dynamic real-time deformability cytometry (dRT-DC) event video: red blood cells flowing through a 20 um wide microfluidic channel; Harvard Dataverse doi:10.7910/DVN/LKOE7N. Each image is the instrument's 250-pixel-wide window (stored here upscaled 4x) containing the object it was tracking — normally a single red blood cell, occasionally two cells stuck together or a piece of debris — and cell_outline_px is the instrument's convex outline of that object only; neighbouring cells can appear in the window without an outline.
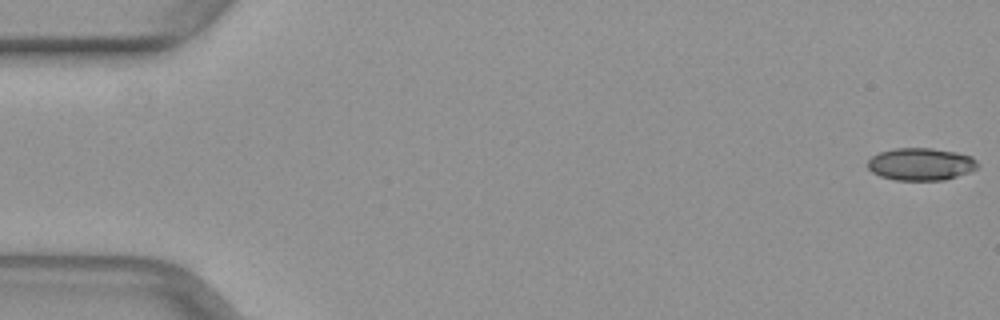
{"species": "common noctule bat (a hibernating species)", "species_latin": "Nyctalus noctula", "temperature_condition": "warm", "stored_images_in_passage": 12, "camera_frame_rate_fps": 3000, "um_per_image_px": 0.085, "animal": {"sex": "female", "body_mass_g": 29.2, "forearm_length_mm": 56.3}, "frame": {"image": 1, "passage_image": 1, "time_ms": 0.0, "image_size_px": [1000, 320], "cell_outline_px": [[980, 168], [972, 172], [944, 180], [896, 180], [880, 176], [872, 172], [868, 168], [868, 160], [872, 156], [880, 152], [896, 148], [932, 148], [956, 152], [972, 156], [980, 164]], "centroid_in_image_um": [78.33, 13.95], "position_along_channel_um": 6.7, "area_um2": 21.04}}
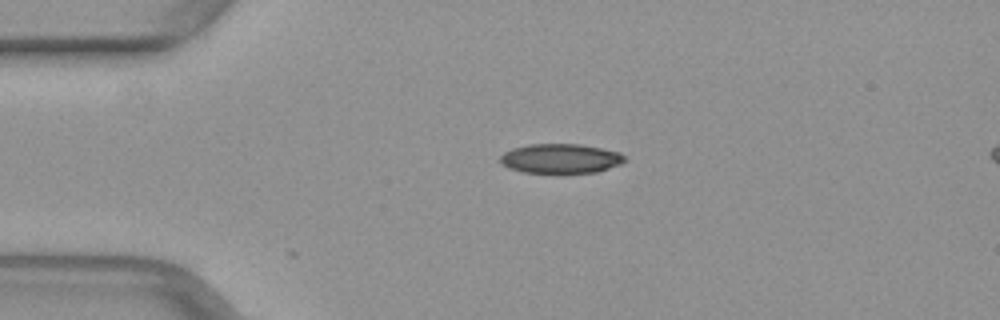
{"frame": {"image": 2, "passage_image": 12, "time_ms": 3.667, "image_size_px": [1000, 320], "cell_outline_px": [[628, 160], [620, 164], [596, 172], [524, 172], [508, 168], [500, 164], [500, 156], [504, 152], [512, 148], [528, 144], [580, 144], [620, 152]], "centroid_in_image_um": [47.63, 13.46], "position_along_channel_um": 37.4, "area_um2": 21.33}}